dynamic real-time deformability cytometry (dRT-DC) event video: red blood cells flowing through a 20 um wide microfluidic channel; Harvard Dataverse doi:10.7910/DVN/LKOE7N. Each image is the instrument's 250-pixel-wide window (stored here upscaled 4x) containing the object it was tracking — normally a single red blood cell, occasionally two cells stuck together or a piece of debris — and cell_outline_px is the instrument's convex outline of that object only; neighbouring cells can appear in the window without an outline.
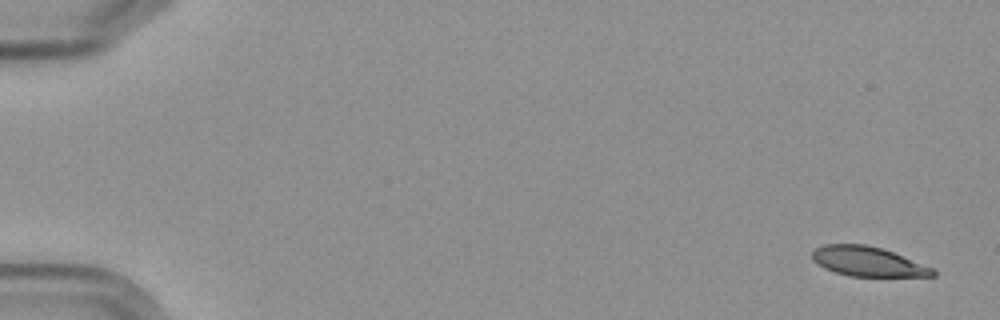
{"species": "Egyptian fruit bat (a non-hibernating species)", "species_latin": "Rousettus aegyptiacus", "temperature_condition": "cold", "stored_images_in_passage": 9, "camera_frame_rate_fps": 3000, "um_per_image_px": 0.085, "frame": {"image": 1, "passage_image": 1, "time_ms": 0.0, "image_size_px": [1000, 320], "cell_outline_px": [[936, 276], [848, 276], [824, 268], [812, 260], [812, 252], [816, 248], [824, 244], [864, 244], [880, 248], [892, 252], [932, 268], [936, 272]], "centroid_in_image_um": [73.72, 22.23], "position_along_channel_um": 11.3, "area_um2": 20.52}}
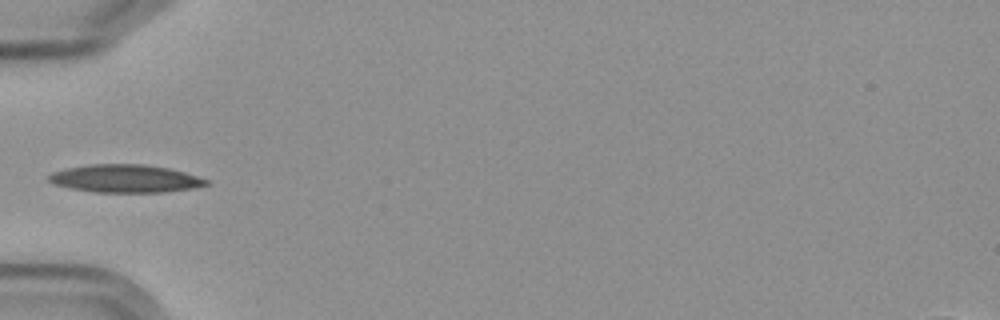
{"frame": {"image": 2, "passage_image": 6, "time_ms": 6.0, "image_size_px": [1000, 320], "cell_outline_px": [[212, 184], [196, 188], [164, 192], [92, 192], [72, 188], [56, 184], [48, 180], [48, 176], [52, 172], [68, 168], [88, 164], [144, 164], [168, 168], [184, 172], [208, 180]], "centroid_in_image_um": [10.69, 15.18], "position_along_channel_um": 74.3, "area_um2": 25.55}}
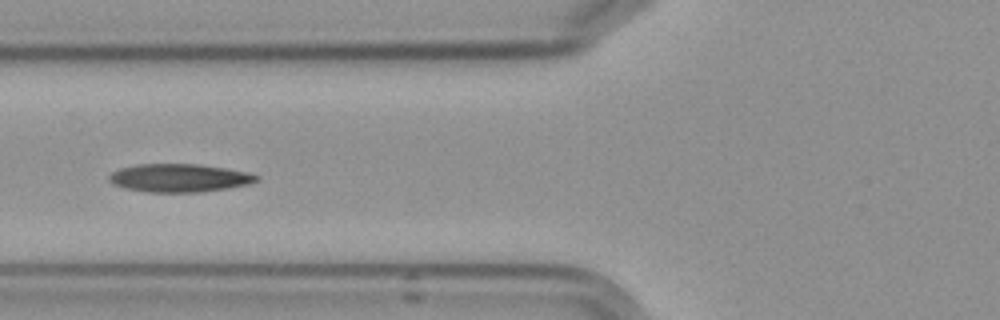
{"frame": {"image": 3, "passage_image": 7, "time_ms": 7.0, "image_size_px": [1000, 320], "cell_outline_px": [[260, 176], [256, 180], [248, 184], [228, 188], [200, 192], [148, 192], [124, 188], [112, 184], [108, 180], [108, 176], [112, 172], [120, 168], [136, 164], [196, 164], [224, 168], [248, 172]], "centroid_in_image_um": [15.19, 15.12], "position_along_channel_um": 110.6, "area_um2": 24.16}}